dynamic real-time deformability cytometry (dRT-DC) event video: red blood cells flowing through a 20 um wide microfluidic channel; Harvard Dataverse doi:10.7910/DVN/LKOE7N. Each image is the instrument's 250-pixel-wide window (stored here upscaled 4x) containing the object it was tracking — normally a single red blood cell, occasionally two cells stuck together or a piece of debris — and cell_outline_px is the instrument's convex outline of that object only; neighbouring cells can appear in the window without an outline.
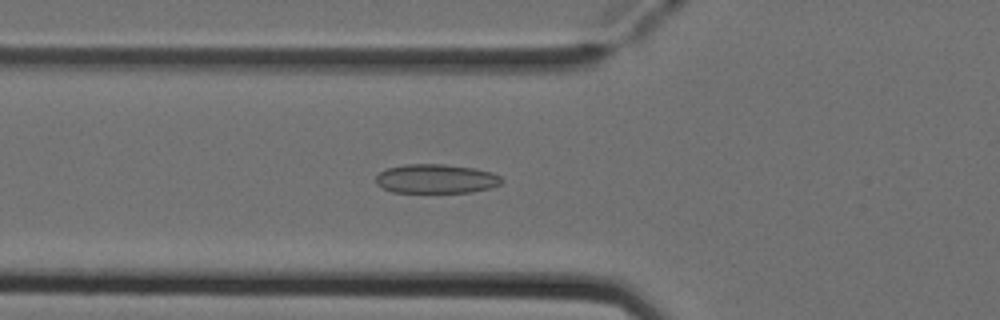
{"species": "Egyptian fruit bat (a non-hibernating species)", "species_latin": "Rousettus aegyptiacus", "temperature_condition": "cold", "stored_images_in_passage": 52, "camera_frame_rate_fps": 3000, "um_per_image_px": 0.085, "animal": {"sex": "female"}, "frame": {"image": 1, "passage_image": 18, "time_ms": 5.667, "image_size_px": [1000, 320], "cell_outline_px": [[504, 180], [500, 184], [488, 188], [472, 192], [392, 192], [376, 184], [376, 176], [380, 172], [388, 168], [404, 164], [444, 164], [476, 168], [492, 172], [500, 176]], "centroid_in_image_um": [37.08, 15.19], "position_along_channel_um": 88.7, "area_um2": 21.39}}
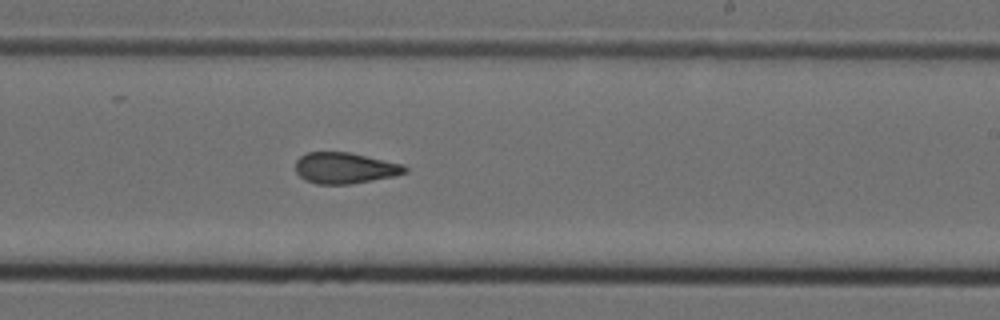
{"frame": {"image": 2, "passage_image": 31, "time_ms": 10.0, "image_size_px": [1000, 320], "cell_outline_px": [[408, 172], [396, 176], [348, 184], [316, 184], [304, 180], [296, 172], [296, 160], [300, 156], [308, 152], [352, 152], [404, 164], [408, 168]], "centroid_in_image_um": [29.35, 14.27], "position_along_channel_um": 259.7, "area_um2": 20.06}}
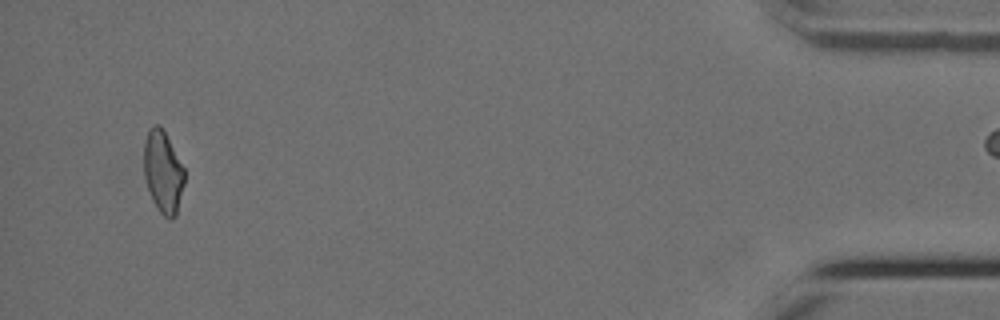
{"frame": {"image": 3, "passage_image": 49, "time_ms": 16.0, "image_size_px": [1000, 320], "cell_outline_px": [[184, 184], [176, 216], [172, 220], [168, 220], [156, 208], [152, 200], [144, 176], [144, 144], [148, 128], [152, 124], [160, 124], [164, 128], [184, 168]], "centroid_in_image_um": [13.85, 14.58], "position_along_channel_um": 421.3, "area_um2": 19.77}}